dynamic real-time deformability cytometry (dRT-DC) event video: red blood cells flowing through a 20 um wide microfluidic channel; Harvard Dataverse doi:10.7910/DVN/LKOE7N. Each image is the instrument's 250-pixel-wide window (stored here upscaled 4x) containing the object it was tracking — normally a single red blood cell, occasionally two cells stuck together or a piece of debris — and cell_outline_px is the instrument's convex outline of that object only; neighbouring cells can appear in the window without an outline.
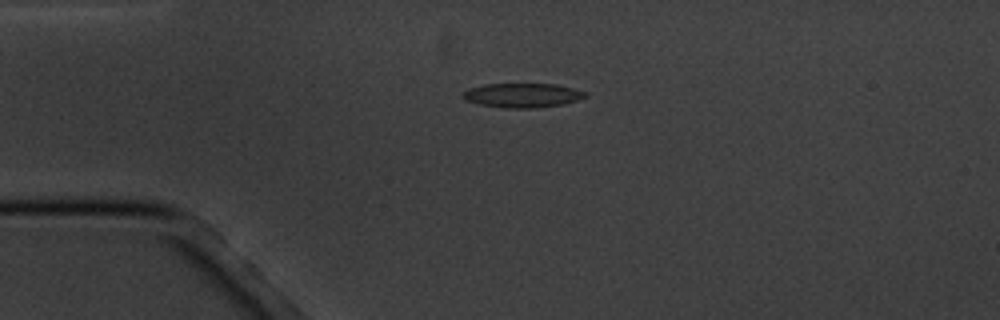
{"species": "common noctule bat (a hibernating species)", "species_latin": "Nyctalus noctula", "temperature_condition": "cold", "stored_images_in_passage": 6, "camera_frame_rate_fps": 3000, "um_per_image_px": 0.085, "animal": {"sex": "male", "body_mass_g": 20.1, "forearm_length_mm": 53.5}, "frame": {"image": 1, "passage_image": 4, "time_ms": 3.333, "image_size_px": [1000, 320], "cell_outline_px": [[588, 96], [564, 104], [536, 108], [504, 108], [480, 104], [464, 100], [460, 96], [468, 88], [484, 84], [556, 84], [588, 92]], "centroid_in_image_um": [44.4, 8.1], "position_along_channel_um": 40.6, "area_um2": 17.46}}
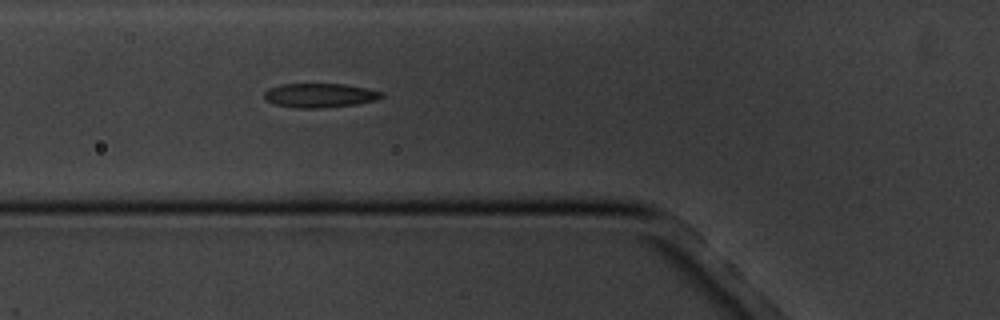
{"frame": {"image": 2, "passage_image": 6, "time_ms": 5.667, "image_size_px": [1000, 320], "cell_outline_px": [[384, 96], [376, 100], [356, 104], [324, 108], [296, 108], [276, 104], [264, 100], [264, 92], [268, 88], [280, 84], [344, 84], [384, 92]], "centroid_in_image_um": [27.16, 8.11], "position_along_channel_um": 98.6, "area_um2": 16.59}}